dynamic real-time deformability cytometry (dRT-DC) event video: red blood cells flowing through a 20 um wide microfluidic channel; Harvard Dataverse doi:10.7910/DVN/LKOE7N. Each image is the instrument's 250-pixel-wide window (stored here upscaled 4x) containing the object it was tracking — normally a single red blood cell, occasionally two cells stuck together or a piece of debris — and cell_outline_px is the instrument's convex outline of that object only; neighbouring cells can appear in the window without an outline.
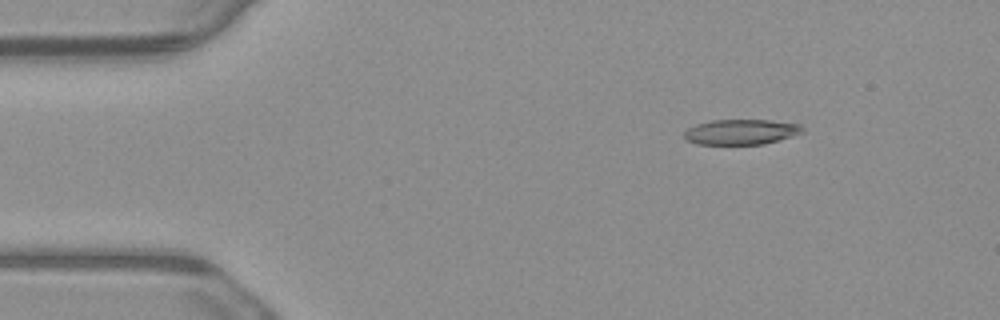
{"species": "common noctule bat (a hibernating species)", "species_latin": "Nyctalus noctula", "temperature_condition": "warm", "stored_images_in_passage": 5, "camera_frame_rate_fps": 3000, "um_per_image_px": 0.085, "animal": {"sex": "male", "body_mass_g": 23.1, "forearm_length_mm": 52.7}, "frame": {"image": 1, "passage_image": 3, "time_ms": 0.667, "image_size_px": [1000, 320], "cell_outline_px": [[804, 132], [764, 144], [696, 144], [684, 140], [684, 132], [688, 128], [696, 124], [712, 120], [772, 120], [800, 124], [804, 128]], "centroid_in_image_um": [62.97, 11.21], "position_along_channel_um": 22.0, "area_um2": 17.46}}
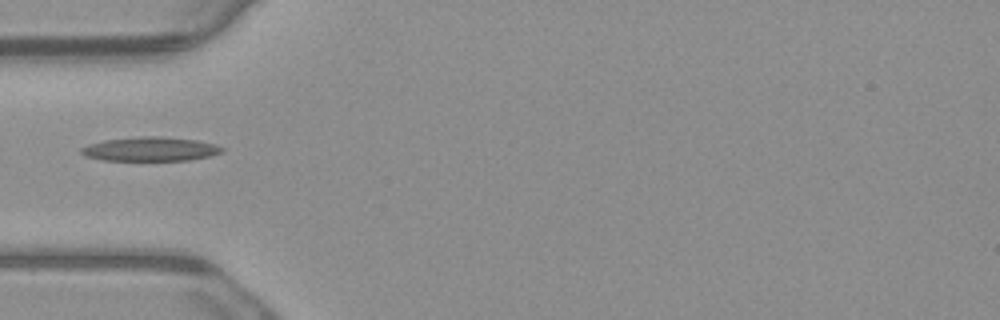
{"frame": {"image": 2, "passage_image": 5, "time_ms": 1.333, "image_size_px": [1000, 320], "cell_outline_px": [[224, 152], [212, 156], [188, 160], [104, 160], [84, 156], [80, 152], [80, 148], [88, 144], [104, 140], [140, 136], [160, 136], [196, 140], [216, 144], [224, 148]], "centroid_in_image_um": [12.8, 12.67], "position_along_channel_um": 72.2, "area_um2": 19.88}}